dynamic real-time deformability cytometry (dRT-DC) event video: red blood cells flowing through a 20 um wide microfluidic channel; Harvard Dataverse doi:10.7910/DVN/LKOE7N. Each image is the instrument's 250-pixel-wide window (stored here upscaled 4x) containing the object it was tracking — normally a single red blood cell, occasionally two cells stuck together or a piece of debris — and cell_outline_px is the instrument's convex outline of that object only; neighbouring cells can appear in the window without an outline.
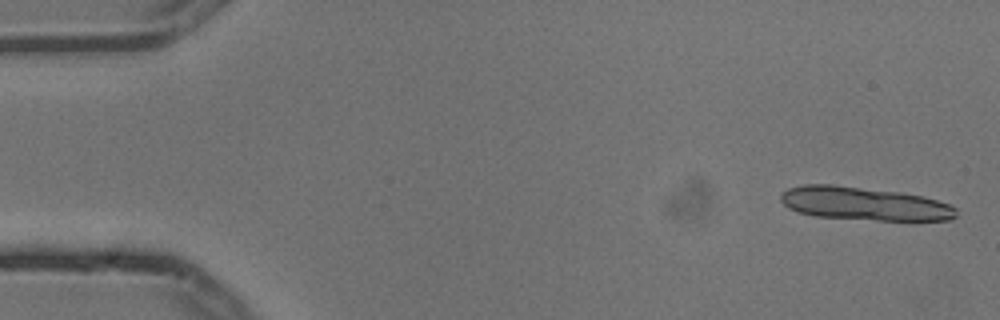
{"species": "common noctule bat (a hibernating species)", "species_latin": "Nyctalus noctula", "temperature_condition": "cold", "stored_images_in_passage": 4, "camera_frame_rate_fps": 3000, "um_per_image_px": 0.085, "animal": {"sex": "male", "body_mass_g": 13.3}, "frame": {"image": 1, "passage_image": 1, "time_ms": 0.0, "image_size_px": [1000, 320], "cell_outline_px": [[956, 216], [948, 220], [876, 220], [816, 216], [796, 212], [788, 208], [780, 200], [780, 192], [788, 188], [804, 184], [832, 184], [900, 192], [920, 196], [936, 200], [948, 204], [956, 208]], "centroid_in_image_um": [73.38, 17.3], "position_along_channel_um": 11.6, "area_um2": 33.99}}